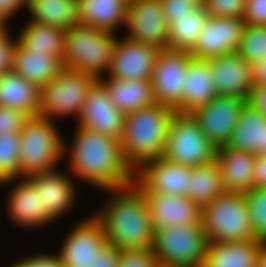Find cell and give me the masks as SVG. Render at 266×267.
Wrapping results in <instances>:
<instances>
[{
    "label": "cell",
    "mask_w": 266,
    "mask_h": 267,
    "mask_svg": "<svg viewBox=\"0 0 266 267\" xmlns=\"http://www.w3.org/2000/svg\"><path fill=\"white\" fill-rule=\"evenodd\" d=\"M70 155V171L76 178L105 190L134 183V171L123 157L120 140L77 126ZM66 146V147H65ZM67 148V149H66Z\"/></svg>",
    "instance_id": "1"
},
{
    "label": "cell",
    "mask_w": 266,
    "mask_h": 267,
    "mask_svg": "<svg viewBox=\"0 0 266 267\" xmlns=\"http://www.w3.org/2000/svg\"><path fill=\"white\" fill-rule=\"evenodd\" d=\"M105 192L112 196L93 217L101 224L107 243L119 250L153 249L156 229L142 190L132 183Z\"/></svg>",
    "instance_id": "2"
},
{
    "label": "cell",
    "mask_w": 266,
    "mask_h": 267,
    "mask_svg": "<svg viewBox=\"0 0 266 267\" xmlns=\"http://www.w3.org/2000/svg\"><path fill=\"white\" fill-rule=\"evenodd\" d=\"M176 113L174 109L154 103L125 116L120 143L124 160L133 171L146 161L162 157Z\"/></svg>",
    "instance_id": "3"
},
{
    "label": "cell",
    "mask_w": 266,
    "mask_h": 267,
    "mask_svg": "<svg viewBox=\"0 0 266 267\" xmlns=\"http://www.w3.org/2000/svg\"><path fill=\"white\" fill-rule=\"evenodd\" d=\"M88 25L76 24L65 31L63 66L93 75L97 80L110 69L117 37Z\"/></svg>",
    "instance_id": "4"
},
{
    "label": "cell",
    "mask_w": 266,
    "mask_h": 267,
    "mask_svg": "<svg viewBox=\"0 0 266 267\" xmlns=\"http://www.w3.org/2000/svg\"><path fill=\"white\" fill-rule=\"evenodd\" d=\"M54 123L39 115L26 121L20 131V178L53 171L64 157V140Z\"/></svg>",
    "instance_id": "5"
},
{
    "label": "cell",
    "mask_w": 266,
    "mask_h": 267,
    "mask_svg": "<svg viewBox=\"0 0 266 267\" xmlns=\"http://www.w3.org/2000/svg\"><path fill=\"white\" fill-rule=\"evenodd\" d=\"M201 216L208 242L256 239L245 193L223 192L202 208Z\"/></svg>",
    "instance_id": "6"
},
{
    "label": "cell",
    "mask_w": 266,
    "mask_h": 267,
    "mask_svg": "<svg viewBox=\"0 0 266 267\" xmlns=\"http://www.w3.org/2000/svg\"><path fill=\"white\" fill-rule=\"evenodd\" d=\"M208 240L202 225H173L156 229L153 252L158 266L203 267Z\"/></svg>",
    "instance_id": "7"
},
{
    "label": "cell",
    "mask_w": 266,
    "mask_h": 267,
    "mask_svg": "<svg viewBox=\"0 0 266 267\" xmlns=\"http://www.w3.org/2000/svg\"><path fill=\"white\" fill-rule=\"evenodd\" d=\"M96 81L93 75L64 68L41 89L39 116L54 120L74 115L79 119L87 94Z\"/></svg>",
    "instance_id": "8"
},
{
    "label": "cell",
    "mask_w": 266,
    "mask_h": 267,
    "mask_svg": "<svg viewBox=\"0 0 266 267\" xmlns=\"http://www.w3.org/2000/svg\"><path fill=\"white\" fill-rule=\"evenodd\" d=\"M216 148L190 114L176 113L170 124L164 153L168 161L199 166L215 159Z\"/></svg>",
    "instance_id": "9"
},
{
    "label": "cell",
    "mask_w": 266,
    "mask_h": 267,
    "mask_svg": "<svg viewBox=\"0 0 266 267\" xmlns=\"http://www.w3.org/2000/svg\"><path fill=\"white\" fill-rule=\"evenodd\" d=\"M192 58L190 51L160 50L151 79L156 103L176 112L182 108V88Z\"/></svg>",
    "instance_id": "10"
},
{
    "label": "cell",
    "mask_w": 266,
    "mask_h": 267,
    "mask_svg": "<svg viewBox=\"0 0 266 267\" xmlns=\"http://www.w3.org/2000/svg\"><path fill=\"white\" fill-rule=\"evenodd\" d=\"M243 98L217 95L209 104L190 112L210 143L220 149L231 140L244 105Z\"/></svg>",
    "instance_id": "11"
},
{
    "label": "cell",
    "mask_w": 266,
    "mask_h": 267,
    "mask_svg": "<svg viewBox=\"0 0 266 267\" xmlns=\"http://www.w3.org/2000/svg\"><path fill=\"white\" fill-rule=\"evenodd\" d=\"M192 169L160 157L141 164L134 171V183L144 193L187 197Z\"/></svg>",
    "instance_id": "12"
},
{
    "label": "cell",
    "mask_w": 266,
    "mask_h": 267,
    "mask_svg": "<svg viewBox=\"0 0 266 267\" xmlns=\"http://www.w3.org/2000/svg\"><path fill=\"white\" fill-rule=\"evenodd\" d=\"M246 25L244 18L208 16L196 45L190 51L191 56L209 60L237 53Z\"/></svg>",
    "instance_id": "13"
},
{
    "label": "cell",
    "mask_w": 266,
    "mask_h": 267,
    "mask_svg": "<svg viewBox=\"0 0 266 267\" xmlns=\"http://www.w3.org/2000/svg\"><path fill=\"white\" fill-rule=\"evenodd\" d=\"M124 27L126 39L168 48V24L160 0H131L128 4Z\"/></svg>",
    "instance_id": "14"
},
{
    "label": "cell",
    "mask_w": 266,
    "mask_h": 267,
    "mask_svg": "<svg viewBox=\"0 0 266 267\" xmlns=\"http://www.w3.org/2000/svg\"><path fill=\"white\" fill-rule=\"evenodd\" d=\"M160 50L150 44L117 38L107 75L116 80H151Z\"/></svg>",
    "instance_id": "15"
},
{
    "label": "cell",
    "mask_w": 266,
    "mask_h": 267,
    "mask_svg": "<svg viewBox=\"0 0 266 267\" xmlns=\"http://www.w3.org/2000/svg\"><path fill=\"white\" fill-rule=\"evenodd\" d=\"M85 220L76 224L62 243L58 255L65 267H95L97 252L107 244L101 224L93 216Z\"/></svg>",
    "instance_id": "16"
},
{
    "label": "cell",
    "mask_w": 266,
    "mask_h": 267,
    "mask_svg": "<svg viewBox=\"0 0 266 267\" xmlns=\"http://www.w3.org/2000/svg\"><path fill=\"white\" fill-rule=\"evenodd\" d=\"M125 116L114 106L106 88L97 80L87 94L77 125L121 140Z\"/></svg>",
    "instance_id": "17"
},
{
    "label": "cell",
    "mask_w": 266,
    "mask_h": 267,
    "mask_svg": "<svg viewBox=\"0 0 266 267\" xmlns=\"http://www.w3.org/2000/svg\"><path fill=\"white\" fill-rule=\"evenodd\" d=\"M216 93L221 96L249 98L253 88L252 65L238 53L209 59Z\"/></svg>",
    "instance_id": "18"
},
{
    "label": "cell",
    "mask_w": 266,
    "mask_h": 267,
    "mask_svg": "<svg viewBox=\"0 0 266 267\" xmlns=\"http://www.w3.org/2000/svg\"><path fill=\"white\" fill-rule=\"evenodd\" d=\"M155 229L173 225H202V209L186 196L144 193Z\"/></svg>",
    "instance_id": "19"
},
{
    "label": "cell",
    "mask_w": 266,
    "mask_h": 267,
    "mask_svg": "<svg viewBox=\"0 0 266 267\" xmlns=\"http://www.w3.org/2000/svg\"><path fill=\"white\" fill-rule=\"evenodd\" d=\"M27 178L36 186L40 193L41 209L52 221L73 208L76 187L65 173L54 169Z\"/></svg>",
    "instance_id": "20"
},
{
    "label": "cell",
    "mask_w": 266,
    "mask_h": 267,
    "mask_svg": "<svg viewBox=\"0 0 266 267\" xmlns=\"http://www.w3.org/2000/svg\"><path fill=\"white\" fill-rule=\"evenodd\" d=\"M215 160L224 192L247 193L254 188L256 154L223 147L216 149Z\"/></svg>",
    "instance_id": "21"
},
{
    "label": "cell",
    "mask_w": 266,
    "mask_h": 267,
    "mask_svg": "<svg viewBox=\"0 0 266 267\" xmlns=\"http://www.w3.org/2000/svg\"><path fill=\"white\" fill-rule=\"evenodd\" d=\"M64 69L62 59L48 52L33 51L19 40L14 53L13 71L40 89Z\"/></svg>",
    "instance_id": "22"
},
{
    "label": "cell",
    "mask_w": 266,
    "mask_h": 267,
    "mask_svg": "<svg viewBox=\"0 0 266 267\" xmlns=\"http://www.w3.org/2000/svg\"><path fill=\"white\" fill-rule=\"evenodd\" d=\"M10 191L8 200V212L15 225L35 228L50 224L52 221L41 209L40 193L36 186L27 178L23 177ZM46 223V224H45Z\"/></svg>",
    "instance_id": "23"
},
{
    "label": "cell",
    "mask_w": 266,
    "mask_h": 267,
    "mask_svg": "<svg viewBox=\"0 0 266 267\" xmlns=\"http://www.w3.org/2000/svg\"><path fill=\"white\" fill-rule=\"evenodd\" d=\"M182 89V108L177 113L189 114L196 108L209 104L218 95L209 60H190Z\"/></svg>",
    "instance_id": "24"
},
{
    "label": "cell",
    "mask_w": 266,
    "mask_h": 267,
    "mask_svg": "<svg viewBox=\"0 0 266 267\" xmlns=\"http://www.w3.org/2000/svg\"><path fill=\"white\" fill-rule=\"evenodd\" d=\"M264 243L258 239L208 242L203 267H257V258Z\"/></svg>",
    "instance_id": "25"
},
{
    "label": "cell",
    "mask_w": 266,
    "mask_h": 267,
    "mask_svg": "<svg viewBox=\"0 0 266 267\" xmlns=\"http://www.w3.org/2000/svg\"><path fill=\"white\" fill-rule=\"evenodd\" d=\"M0 106L22 111L29 117L38 116L41 89L14 71L0 77Z\"/></svg>",
    "instance_id": "26"
},
{
    "label": "cell",
    "mask_w": 266,
    "mask_h": 267,
    "mask_svg": "<svg viewBox=\"0 0 266 267\" xmlns=\"http://www.w3.org/2000/svg\"><path fill=\"white\" fill-rule=\"evenodd\" d=\"M106 78L101 77L98 81L106 88L114 106L125 115L156 103L151 80Z\"/></svg>",
    "instance_id": "27"
},
{
    "label": "cell",
    "mask_w": 266,
    "mask_h": 267,
    "mask_svg": "<svg viewBox=\"0 0 266 267\" xmlns=\"http://www.w3.org/2000/svg\"><path fill=\"white\" fill-rule=\"evenodd\" d=\"M128 4V0H78L79 24L115 33L125 25Z\"/></svg>",
    "instance_id": "28"
},
{
    "label": "cell",
    "mask_w": 266,
    "mask_h": 267,
    "mask_svg": "<svg viewBox=\"0 0 266 267\" xmlns=\"http://www.w3.org/2000/svg\"><path fill=\"white\" fill-rule=\"evenodd\" d=\"M30 22L42 23L67 31L79 23L78 0H26Z\"/></svg>",
    "instance_id": "29"
},
{
    "label": "cell",
    "mask_w": 266,
    "mask_h": 267,
    "mask_svg": "<svg viewBox=\"0 0 266 267\" xmlns=\"http://www.w3.org/2000/svg\"><path fill=\"white\" fill-rule=\"evenodd\" d=\"M266 126L264 118L254 107L246 103L232 133L231 140L226 147L234 150L260 154L263 128Z\"/></svg>",
    "instance_id": "30"
},
{
    "label": "cell",
    "mask_w": 266,
    "mask_h": 267,
    "mask_svg": "<svg viewBox=\"0 0 266 267\" xmlns=\"http://www.w3.org/2000/svg\"><path fill=\"white\" fill-rule=\"evenodd\" d=\"M224 192L220 166L215 159L193 167L187 197L201 209Z\"/></svg>",
    "instance_id": "31"
},
{
    "label": "cell",
    "mask_w": 266,
    "mask_h": 267,
    "mask_svg": "<svg viewBox=\"0 0 266 267\" xmlns=\"http://www.w3.org/2000/svg\"><path fill=\"white\" fill-rule=\"evenodd\" d=\"M18 40L33 51L48 52L63 59L65 31L51 25L28 21Z\"/></svg>",
    "instance_id": "32"
},
{
    "label": "cell",
    "mask_w": 266,
    "mask_h": 267,
    "mask_svg": "<svg viewBox=\"0 0 266 267\" xmlns=\"http://www.w3.org/2000/svg\"><path fill=\"white\" fill-rule=\"evenodd\" d=\"M205 7L202 4L189 16L177 18L168 30V48L191 51L196 45L208 19Z\"/></svg>",
    "instance_id": "33"
},
{
    "label": "cell",
    "mask_w": 266,
    "mask_h": 267,
    "mask_svg": "<svg viewBox=\"0 0 266 267\" xmlns=\"http://www.w3.org/2000/svg\"><path fill=\"white\" fill-rule=\"evenodd\" d=\"M20 177V133L0 135V184Z\"/></svg>",
    "instance_id": "34"
},
{
    "label": "cell",
    "mask_w": 266,
    "mask_h": 267,
    "mask_svg": "<svg viewBox=\"0 0 266 267\" xmlns=\"http://www.w3.org/2000/svg\"><path fill=\"white\" fill-rule=\"evenodd\" d=\"M237 53L251 65L266 59V26L247 24Z\"/></svg>",
    "instance_id": "35"
},
{
    "label": "cell",
    "mask_w": 266,
    "mask_h": 267,
    "mask_svg": "<svg viewBox=\"0 0 266 267\" xmlns=\"http://www.w3.org/2000/svg\"><path fill=\"white\" fill-rule=\"evenodd\" d=\"M245 198L255 237L266 243V188H253Z\"/></svg>",
    "instance_id": "36"
},
{
    "label": "cell",
    "mask_w": 266,
    "mask_h": 267,
    "mask_svg": "<svg viewBox=\"0 0 266 267\" xmlns=\"http://www.w3.org/2000/svg\"><path fill=\"white\" fill-rule=\"evenodd\" d=\"M209 16L243 18L247 0H202Z\"/></svg>",
    "instance_id": "37"
},
{
    "label": "cell",
    "mask_w": 266,
    "mask_h": 267,
    "mask_svg": "<svg viewBox=\"0 0 266 267\" xmlns=\"http://www.w3.org/2000/svg\"><path fill=\"white\" fill-rule=\"evenodd\" d=\"M163 7V14L168 27L176 21L177 18L189 16L201 5L202 0H160Z\"/></svg>",
    "instance_id": "38"
},
{
    "label": "cell",
    "mask_w": 266,
    "mask_h": 267,
    "mask_svg": "<svg viewBox=\"0 0 266 267\" xmlns=\"http://www.w3.org/2000/svg\"><path fill=\"white\" fill-rule=\"evenodd\" d=\"M118 267H158L153 249L120 250Z\"/></svg>",
    "instance_id": "39"
},
{
    "label": "cell",
    "mask_w": 266,
    "mask_h": 267,
    "mask_svg": "<svg viewBox=\"0 0 266 267\" xmlns=\"http://www.w3.org/2000/svg\"><path fill=\"white\" fill-rule=\"evenodd\" d=\"M6 26L4 24L0 28V77L13 71L14 53L18 43V38L14 40Z\"/></svg>",
    "instance_id": "40"
},
{
    "label": "cell",
    "mask_w": 266,
    "mask_h": 267,
    "mask_svg": "<svg viewBox=\"0 0 266 267\" xmlns=\"http://www.w3.org/2000/svg\"><path fill=\"white\" fill-rule=\"evenodd\" d=\"M28 118L22 111L0 106V135L20 133Z\"/></svg>",
    "instance_id": "41"
},
{
    "label": "cell",
    "mask_w": 266,
    "mask_h": 267,
    "mask_svg": "<svg viewBox=\"0 0 266 267\" xmlns=\"http://www.w3.org/2000/svg\"><path fill=\"white\" fill-rule=\"evenodd\" d=\"M243 18L248 25L266 26V0H247Z\"/></svg>",
    "instance_id": "42"
},
{
    "label": "cell",
    "mask_w": 266,
    "mask_h": 267,
    "mask_svg": "<svg viewBox=\"0 0 266 267\" xmlns=\"http://www.w3.org/2000/svg\"><path fill=\"white\" fill-rule=\"evenodd\" d=\"M11 267H65L59 255L37 254L14 263Z\"/></svg>",
    "instance_id": "43"
},
{
    "label": "cell",
    "mask_w": 266,
    "mask_h": 267,
    "mask_svg": "<svg viewBox=\"0 0 266 267\" xmlns=\"http://www.w3.org/2000/svg\"><path fill=\"white\" fill-rule=\"evenodd\" d=\"M120 250L107 243L97 252L95 267H118Z\"/></svg>",
    "instance_id": "44"
},
{
    "label": "cell",
    "mask_w": 266,
    "mask_h": 267,
    "mask_svg": "<svg viewBox=\"0 0 266 267\" xmlns=\"http://www.w3.org/2000/svg\"><path fill=\"white\" fill-rule=\"evenodd\" d=\"M247 103L266 118V85L259 87L253 86Z\"/></svg>",
    "instance_id": "45"
},
{
    "label": "cell",
    "mask_w": 266,
    "mask_h": 267,
    "mask_svg": "<svg viewBox=\"0 0 266 267\" xmlns=\"http://www.w3.org/2000/svg\"><path fill=\"white\" fill-rule=\"evenodd\" d=\"M22 6L26 7V0H0V21L7 24Z\"/></svg>",
    "instance_id": "46"
},
{
    "label": "cell",
    "mask_w": 266,
    "mask_h": 267,
    "mask_svg": "<svg viewBox=\"0 0 266 267\" xmlns=\"http://www.w3.org/2000/svg\"><path fill=\"white\" fill-rule=\"evenodd\" d=\"M253 175L254 188H266V154L256 155Z\"/></svg>",
    "instance_id": "47"
},
{
    "label": "cell",
    "mask_w": 266,
    "mask_h": 267,
    "mask_svg": "<svg viewBox=\"0 0 266 267\" xmlns=\"http://www.w3.org/2000/svg\"><path fill=\"white\" fill-rule=\"evenodd\" d=\"M252 81L256 87L266 85V59L252 65Z\"/></svg>",
    "instance_id": "48"
},
{
    "label": "cell",
    "mask_w": 266,
    "mask_h": 267,
    "mask_svg": "<svg viewBox=\"0 0 266 267\" xmlns=\"http://www.w3.org/2000/svg\"><path fill=\"white\" fill-rule=\"evenodd\" d=\"M257 267H266V243L261 248L257 258Z\"/></svg>",
    "instance_id": "49"
},
{
    "label": "cell",
    "mask_w": 266,
    "mask_h": 267,
    "mask_svg": "<svg viewBox=\"0 0 266 267\" xmlns=\"http://www.w3.org/2000/svg\"><path fill=\"white\" fill-rule=\"evenodd\" d=\"M260 154H266V126L263 128L262 144H260Z\"/></svg>",
    "instance_id": "50"
},
{
    "label": "cell",
    "mask_w": 266,
    "mask_h": 267,
    "mask_svg": "<svg viewBox=\"0 0 266 267\" xmlns=\"http://www.w3.org/2000/svg\"><path fill=\"white\" fill-rule=\"evenodd\" d=\"M3 25H4V23L0 21V28H1Z\"/></svg>",
    "instance_id": "51"
}]
</instances>
